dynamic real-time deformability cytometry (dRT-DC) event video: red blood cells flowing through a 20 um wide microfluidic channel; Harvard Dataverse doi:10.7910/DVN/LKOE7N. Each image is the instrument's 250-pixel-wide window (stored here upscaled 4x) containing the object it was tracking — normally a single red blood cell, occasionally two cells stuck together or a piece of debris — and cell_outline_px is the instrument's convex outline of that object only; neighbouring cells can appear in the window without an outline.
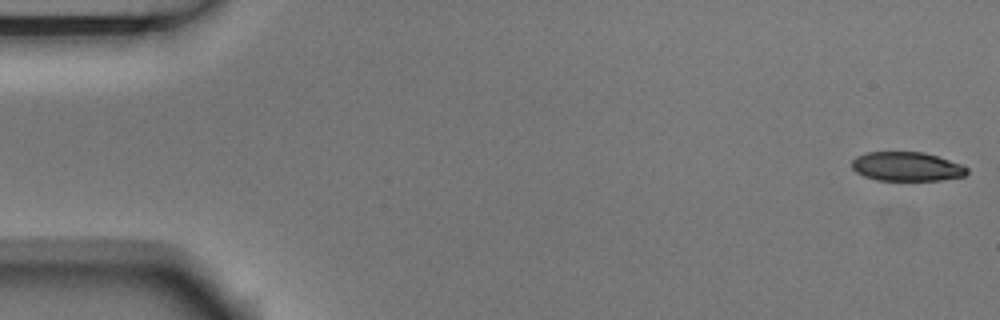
{"species": "Egyptian fruit bat (a non-hibernating species)", "species_latin": "Rousettus aegyptiacus", "temperature_condition": "room temperature", "stored_images_in_passage": 54, "camera_frame_rate_fps": 3000, "um_per_image_px": 0.085, "animal": {"sex": "male"}, "frame": {"image": 1, "passage_image": 1, "time_ms": 0.0, "image_size_px": [1000, 320], "cell_outline_px": [[968, 172], [964, 176], [940, 180], [876, 180], [864, 176], [856, 172], [852, 168], [852, 160], [856, 156], [868, 152], [924, 152], [960, 164], [968, 168]], "centroid_in_image_um": [77.05, 14.16], "position_along_channel_um": 8.0, "area_um2": 19.42}}
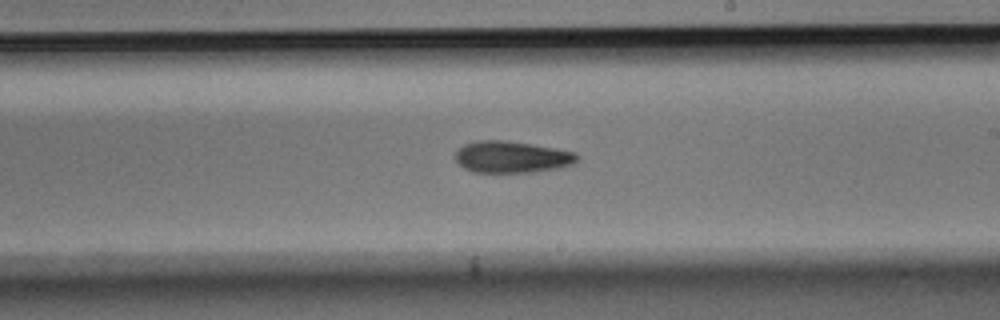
{"frame": {"image": 2, "passage_image": 31, "time_ms": 10.0, "image_size_px": [1000, 320], "cell_outline_px": [[580, 160], [576, 164], [560, 168], [532, 172], [472, 172], [464, 168], [456, 160], [456, 152], [464, 144], [480, 140], [504, 140], [556, 148], [576, 152], [580, 156]], "centroid_in_image_um": [43.58, 13.35], "position_along_channel_um": 245.4, "area_um2": 22.66}}
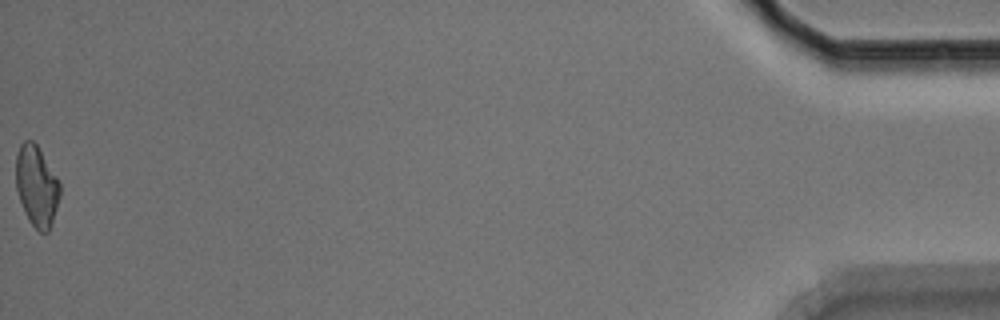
{"frame": {"image": 3, "passage_image": 54, "time_ms": 17.667, "image_size_px": [1000, 320], "cell_outline_px": [[60, 196], [48, 232], [40, 232], [28, 220], [24, 212], [16, 188], [16, 156], [20, 144], [24, 140], [32, 140], [36, 144], [60, 180]], "centroid_in_image_um": [3.11, 15.79], "position_along_channel_um": 432.1, "area_um2": 20.63}, "authors_computed_cell_mechanics": {"area_um2": 21.7906, "velocity_mm_per_s": 3.7347, "shape_relaxation_time_tau1_ms": 4.0045, "shape_relaxation_time_tau2_ms": null, "deformation_change_tau1": 0.1239, "deformation_change_tau2": null}}